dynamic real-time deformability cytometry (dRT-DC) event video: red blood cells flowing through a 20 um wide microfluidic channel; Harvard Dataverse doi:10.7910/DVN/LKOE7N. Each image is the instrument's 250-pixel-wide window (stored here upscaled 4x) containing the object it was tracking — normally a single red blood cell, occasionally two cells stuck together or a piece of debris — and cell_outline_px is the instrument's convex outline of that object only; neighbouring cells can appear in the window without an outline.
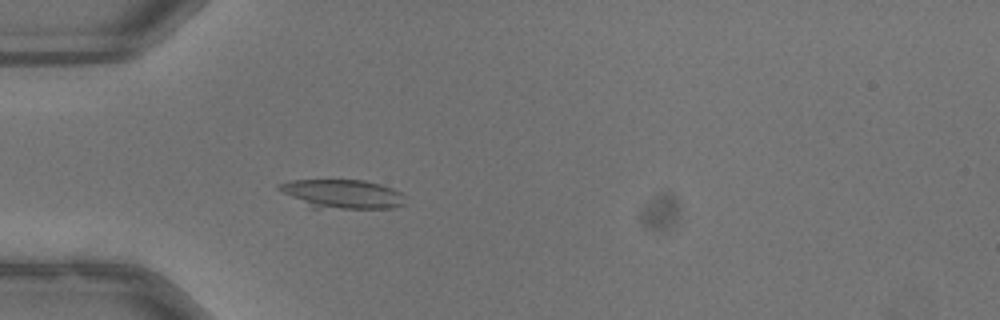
{"species": "common noctule bat (a hibernating species)", "species_latin": "Nyctalus noctula", "temperature_condition": "warm", "stored_images_in_passage": 42, "camera_frame_rate_fps": 3000, "um_per_image_px": 0.085, "animal": {"sex": "male", "body_mass_g": 13.3}, "frame": {"image": 1, "passage_image": 4, "time_ms": 1.0, "image_size_px": [1000, 320], "cell_outline_px": [[404, 204], [392, 208], [308, 208], [276, 188], [276, 184], [292, 180], [364, 180], [380, 184], [392, 188], [400, 192], [404, 196]], "centroid_in_image_um": [29.04, 16.49], "position_along_channel_um": 56.0, "area_um2": 21.44}}
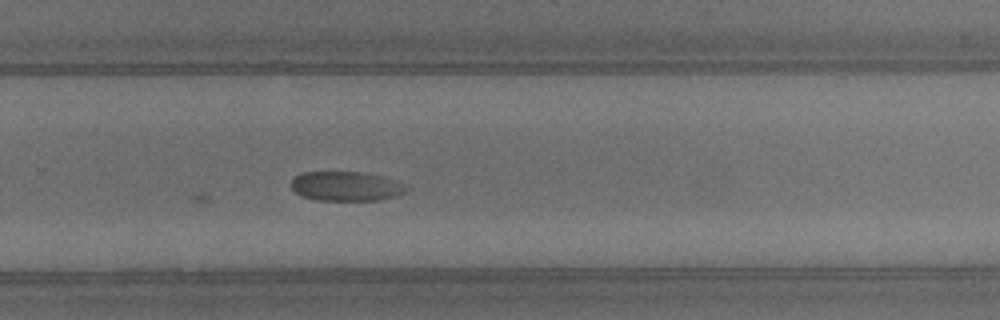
{"frame": {"image": 2, "passage_image": 24, "time_ms": 7.667, "image_size_px": [1000, 320], "cell_outline_px": [[408, 188], [404, 192], [396, 196], [380, 200], [316, 200], [300, 196], [292, 188], [292, 180], [296, 176], [304, 172], [364, 172], [384, 176], [408, 184]], "centroid_in_image_um": [29.47, 15.83], "position_along_channel_um": 300.3, "area_um2": 19.94}}
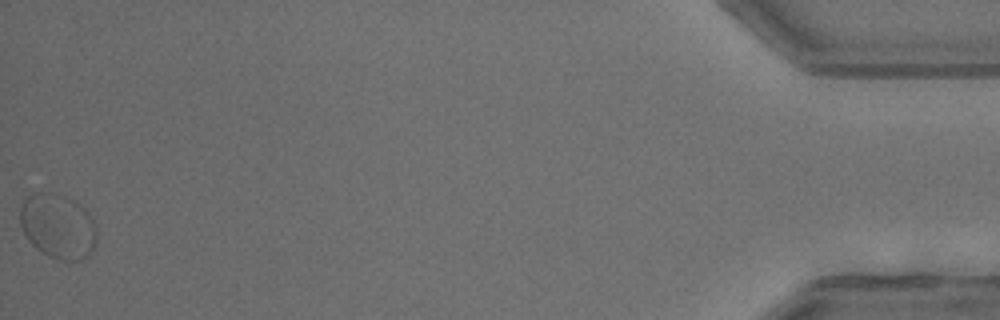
{"frame": {"image": 3, "passage_image": 42, "time_ms": 13.667, "image_size_px": [1000, 320], "cell_outline_px": [[96, 240], [92, 252], [88, 256], [80, 260], [60, 260], [36, 248], [32, 244], [24, 232], [20, 224], [20, 208], [24, 200], [28, 196], [36, 192], [52, 192], [76, 200], [88, 212], [96, 228]], "centroid_in_image_um": [4.93, 19.2], "position_along_channel_um": 430.3, "area_um2": 28.84}}